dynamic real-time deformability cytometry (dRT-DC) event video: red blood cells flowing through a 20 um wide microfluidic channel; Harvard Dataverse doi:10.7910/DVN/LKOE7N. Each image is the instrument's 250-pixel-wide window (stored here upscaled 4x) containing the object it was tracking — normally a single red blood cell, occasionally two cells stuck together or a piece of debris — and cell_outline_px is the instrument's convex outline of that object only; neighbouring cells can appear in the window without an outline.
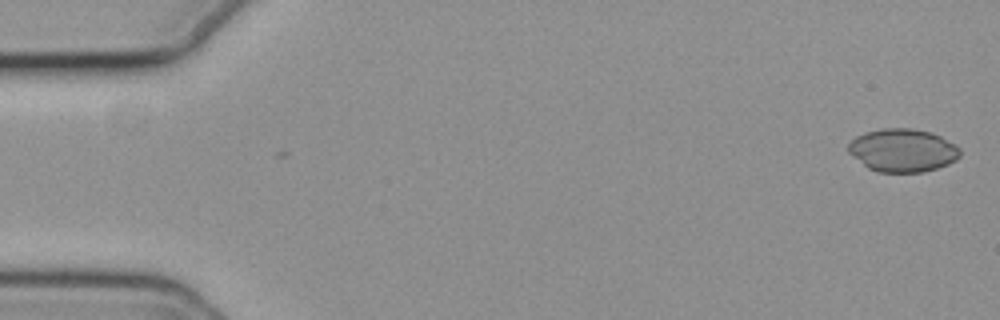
{"species": "common noctule bat (a hibernating species)", "species_latin": "Nyctalus noctula", "temperature_condition": "cold", "stored_images_in_passage": 2, "camera_frame_rate_fps": 3000, "um_per_image_px": 0.085, "animal": {"sex": "female", "body_mass_g": 19.3, "forearm_length_mm": 54.1}, "frame": {"image": 1, "passage_image": 2, "time_ms": 0.333, "image_size_px": [1000, 320], "cell_outline_px": [[960, 156], [956, 160], [948, 164], [924, 172], [876, 172], [868, 168], [848, 152], [848, 144], [856, 136], [880, 128], [912, 128], [928, 132], [940, 136], [956, 144], [960, 148]], "centroid_in_image_um": [76.74, 12.78], "position_along_channel_um": 8.3, "area_um2": 28.03}}